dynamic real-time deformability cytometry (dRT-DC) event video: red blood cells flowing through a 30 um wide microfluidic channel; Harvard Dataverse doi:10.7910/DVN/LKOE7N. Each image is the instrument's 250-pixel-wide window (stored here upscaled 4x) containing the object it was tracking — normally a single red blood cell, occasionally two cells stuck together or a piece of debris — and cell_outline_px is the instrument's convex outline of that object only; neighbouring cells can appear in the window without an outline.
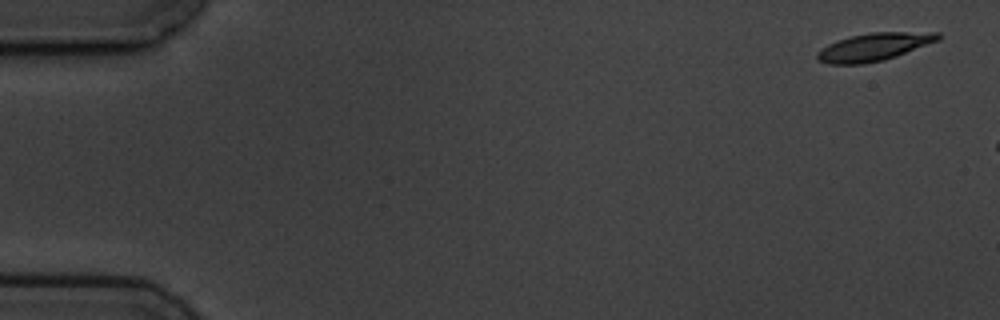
{"species": "common noctule bat (a hibernating species)", "species_latin": "Nyctalus noctula", "temperature_condition": "cold", "stored_images_in_passage": 5, "camera_frame_rate_fps": 3000, "um_per_image_px": 0.085, "animal": {"sex": "male", "body_mass_g": 19.5, "forearm_length_mm": 54.6}, "frame": {"image": 1, "passage_image": 1, "time_ms": 0.0, "image_size_px": [1000, 320], "cell_outline_px": [[940, 40], [896, 56], [884, 60], [864, 64], [828, 64], [816, 60], [816, 52], [820, 48], [836, 40], [852, 36], [872, 32], [940, 32]], "centroid_in_image_um": [74.26, 3.99], "position_along_channel_um": 10.7, "area_um2": 19.71}}